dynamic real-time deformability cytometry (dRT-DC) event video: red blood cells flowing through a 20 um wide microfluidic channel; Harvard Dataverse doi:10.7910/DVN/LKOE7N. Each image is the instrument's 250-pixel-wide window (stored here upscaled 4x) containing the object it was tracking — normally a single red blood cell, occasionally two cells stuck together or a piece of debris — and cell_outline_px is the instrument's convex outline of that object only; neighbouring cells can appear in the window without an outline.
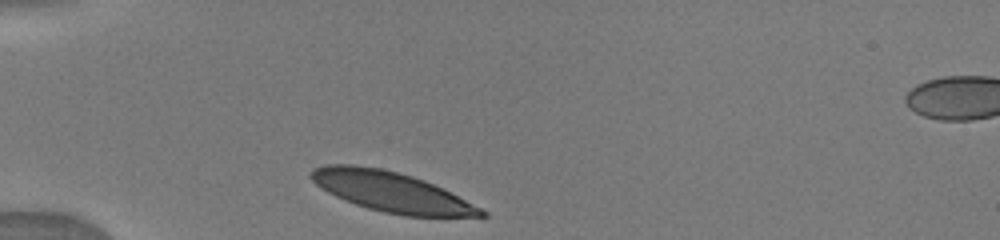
{"species": "human", "species_latin": "Homo sapiens", "temperature_condition": "warm", "stored_images_in_passage": 22, "camera_frame_rate_fps": 3000, "um_per_image_px": 0.085, "donor": {"sex": "male"}, "frame": {"image": 1, "passage_image": 1, "time_ms": 0.0, "image_size_px": [1000, 240], "cell_outline_px": [[488, 216], [404, 216], [384, 212], [368, 208], [356, 204], [336, 196], [328, 192], [316, 184], [308, 176], [312, 168], [324, 164], [352, 164], [380, 168], [412, 176], [424, 180], [444, 188], [488, 212]], "centroid_in_image_um": [33.24, 16.29], "position_along_channel_um": 51.8, "area_um2": 39.48}}
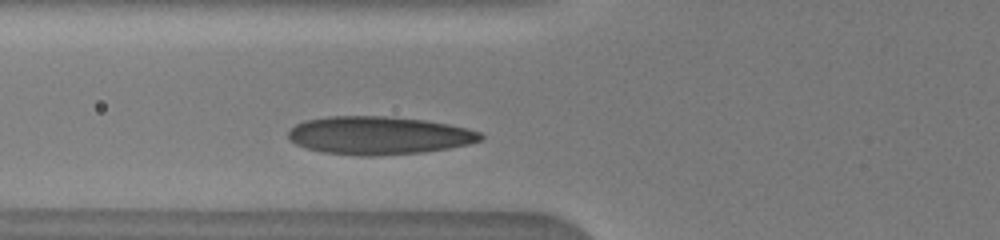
{"frame": {"image": 2, "passage_image": 9, "time_ms": 1.667, "image_size_px": [1000, 240], "cell_outline_px": [[484, 140], [468, 144], [448, 148], [420, 152], [372, 156], [360, 156], [320, 152], [296, 144], [288, 140], [288, 132], [296, 124], [304, 120], [328, 116], [384, 116], [424, 120], [448, 124], [468, 128], [480, 132], [484, 136]], "centroid_in_image_um": [32.18, 11.51], "position_along_channel_um": 93.6, "area_um2": 42.71}}
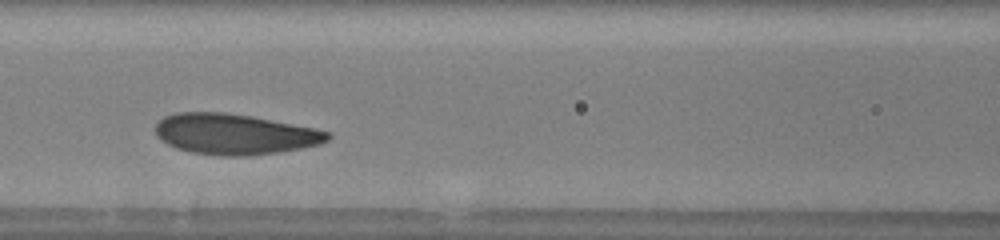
{"frame": {"image": 3, "passage_image": 16, "time_ms": 3.0, "image_size_px": [1000, 240], "cell_outline_px": [[332, 136], [328, 140], [320, 144], [300, 148], [276, 152], [248, 156], [224, 156], [192, 152], [176, 148], [160, 140], [156, 136], [156, 124], [164, 116], [176, 112], [224, 112], [252, 116], [316, 128], [332, 132]], "centroid_in_image_um": [19.95, 11.39], "position_along_channel_um": 146.6, "area_um2": 40.92}}